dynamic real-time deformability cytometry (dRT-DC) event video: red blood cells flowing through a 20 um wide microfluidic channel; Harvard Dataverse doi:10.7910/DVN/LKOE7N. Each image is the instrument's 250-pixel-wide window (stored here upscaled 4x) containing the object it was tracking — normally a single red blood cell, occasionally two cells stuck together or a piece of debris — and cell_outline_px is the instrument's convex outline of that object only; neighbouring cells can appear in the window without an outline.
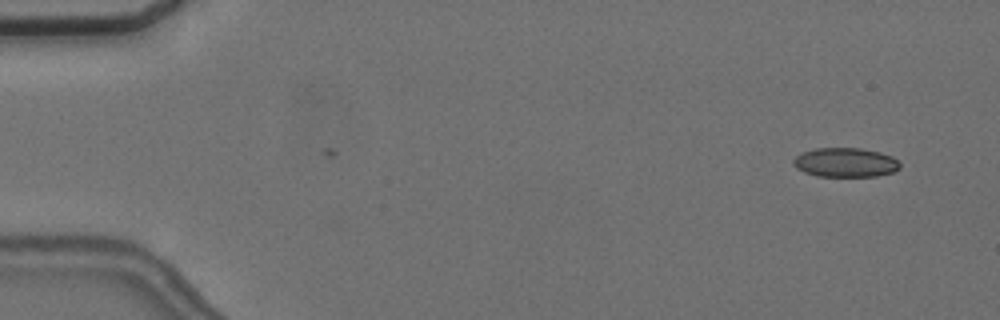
{"species": "common noctule bat (a hibernating species)", "species_latin": "Nyctalus noctula", "temperature_condition": "cold", "stored_images_in_passage": 9, "camera_frame_rate_fps": 3000, "um_per_image_px": 0.085, "animal": {"sex": "female", "body_mass_g": 24.6, "forearm_length_mm": 56.2}, "frame": {"image": 1, "passage_image": 1, "time_ms": 0.0, "image_size_px": [1000, 320], "cell_outline_px": [[900, 168], [896, 172], [876, 176], [816, 176], [804, 172], [796, 168], [792, 164], [792, 160], [800, 152], [816, 148], [860, 148], [880, 152], [892, 156], [900, 164]], "centroid_in_image_um": [71.84, 13.81], "position_along_channel_um": 13.2, "area_um2": 18.38}}
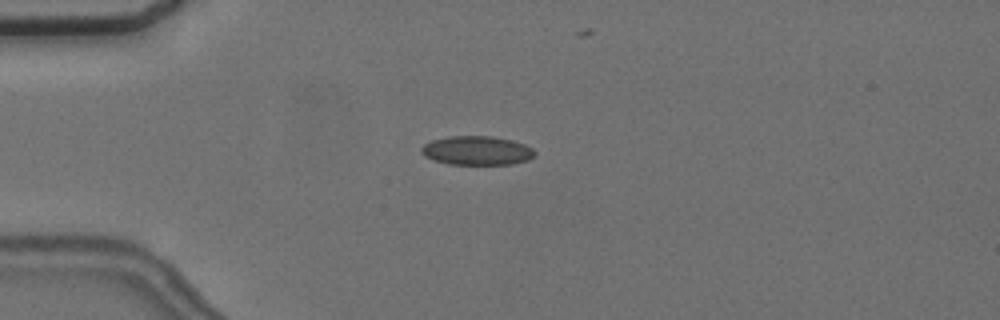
{"frame": {"image": 2, "passage_image": 3, "time_ms": 3.667, "image_size_px": [1000, 320], "cell_outline_px": [[536, 156], [528, 160], [512, 164], [448, 164], [424, 156], [420, 152], [420, 148], [424, 144], [432, 140], [448, 136], [492, 136], [512, 140], [524, 144], [532, 148], [536, 152]], "centroid_in_image_um": [40.55, 12.79], "position_along_channel_um": 44.5, "area_um2": 19.25}}
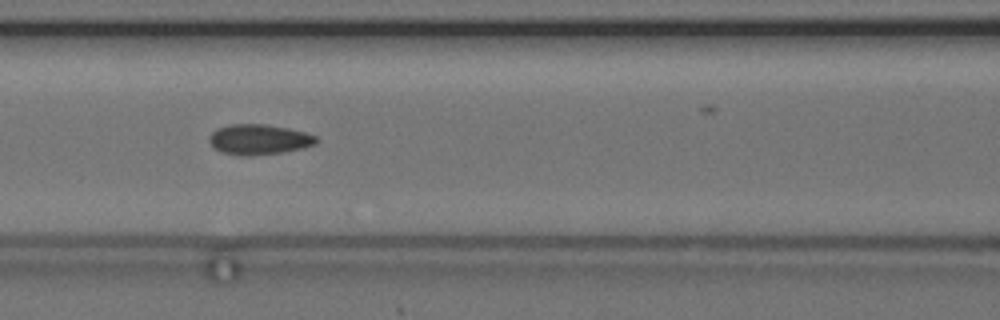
{"frame": {"image": 3, "passage_image": 6, "time_ms": 7.0, "image_size_px": [1000, 320], "cell_outline_px": [[320, 140], [316, 144], [304, 148], [284, 152], [252, 156], [244, 156], [224, 152], [216, 148], [208, 140], [208, 136], [216, 128], [228, 124], [264, 124], [288, 128], [304, 132], [316, 136]], "centroid_in_image_um": [22.04, 11.85], "position_along_channel_um": 144.6, "area_um2": 19.02}}